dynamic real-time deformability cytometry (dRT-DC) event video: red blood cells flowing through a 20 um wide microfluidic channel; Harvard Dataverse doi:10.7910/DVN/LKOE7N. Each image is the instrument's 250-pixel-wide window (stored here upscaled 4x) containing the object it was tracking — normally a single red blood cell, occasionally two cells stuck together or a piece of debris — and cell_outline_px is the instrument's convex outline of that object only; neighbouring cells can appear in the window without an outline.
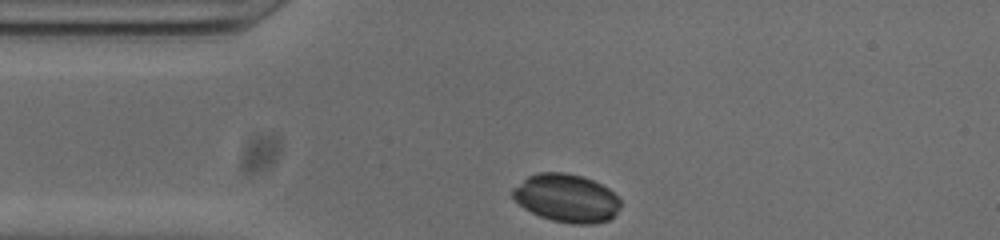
{"species": "common noctule bat (a hibernating species)", "species_latin": "Nyctalus noctula", "temperature_condition": "cold", "stored_images_in_passage": 31, "camera_frame_rate_fps": 3000, "um_per_image_px": 0.085, "animal": {"sex": "male", "body_mass_g": 20.0, "forearm_length_mm": 53.3}, "frame": {"image": 1, "passage_image": 1, "time_ms": 0.0, "image_size_px": [1000, 240], "cell_outline_px": [[620, 208], [608, 220], [592, 224], [572, 224], [552, 220], [540, 216], [524, 208], [512, 196], [512, 188], [528, 176], [540, 172], [564, 172], [580, 176], [592, 180], [608, 188], [620, 200]], "centroid_in_image_um": [48.14, 16.84], "position_along_channel_um": 36.9, "area_um2": 30.0}}
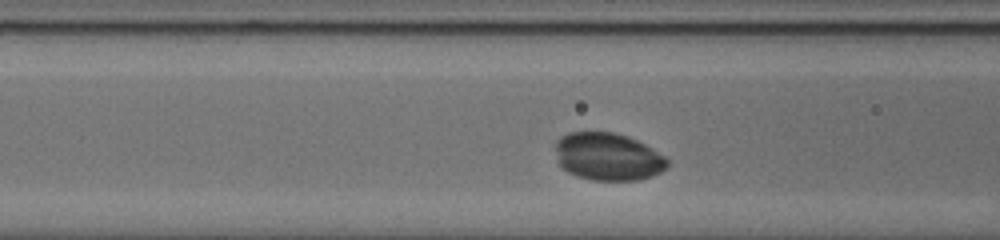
{"frame": {"image": 2, "passage_image": 9, "time_ms": 2.667, "image_size_px": [1000, 240], "cell_outline_px": [[668, 168], [652, 176], [636, 180], [592, 180], [576, 176], [568, 172], [560, 164], [556, 148], [556, 140], [560, 136], [568, 132], [612, 132], [628, 136], [652, 148], [664, 156], [668, 160]], "centroid_in_image_um": [51.68, 13.31], "position_along_channel_um": 114.9, "area_um2": 30.98}}
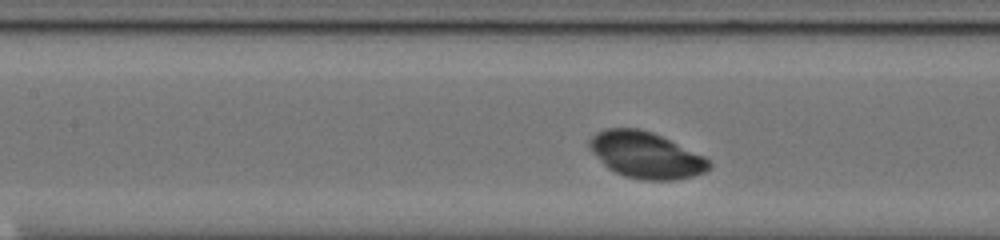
{"frame": {"image": 3, "passage_image": 12, "time_ms": 3.667, "image_size_px": [1000, 240], "cell_outline_px": [[712, 168], [704, 172], [692, 176], [672, 180], [640, 180], [624, 176], [608, 168], [592, 152], [588, 144], [588, 140], [596, 132], [604, 128], [640, 128], [652, 132], [704, 156], [712, 160]], "centroid_in_image_um": [54.9, 13.18], "position_along_channel_um": 152.5, "area_um2": 32.31}}